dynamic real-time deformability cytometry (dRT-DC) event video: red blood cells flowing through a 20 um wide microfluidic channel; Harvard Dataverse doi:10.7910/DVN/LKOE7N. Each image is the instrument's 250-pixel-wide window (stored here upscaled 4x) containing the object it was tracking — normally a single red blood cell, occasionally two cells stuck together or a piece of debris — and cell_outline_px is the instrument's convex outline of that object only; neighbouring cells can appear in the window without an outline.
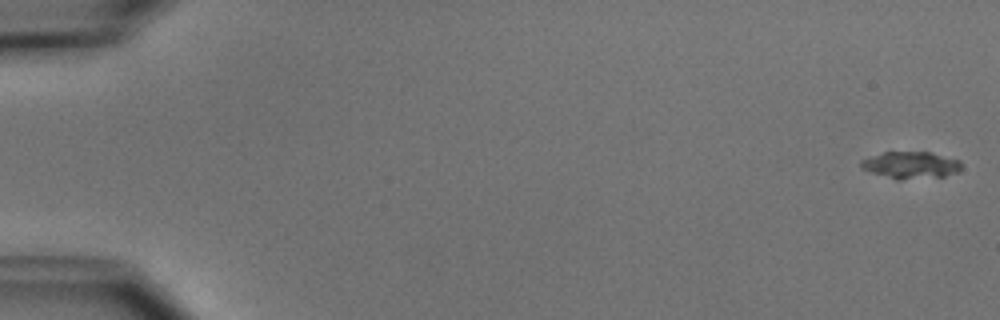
{"species": "common noctule bat (a hibernating species)", "species_latin": "Nyctalus noctula", "temperature_condition": "cold", "stored_images_in_passage": 5, "camera_frame_rate_fps": 3000, "um_per_image_px": 0.085, "animal": {"sex": "male", "body_mass_g": 15.6}, "frame": {"image": 1, "passage_image": 1, "time_ms": 0.0, "image_size_px": [1000, 320], "cell_outline_px": [[960, 168], [956, 172], [944, 176], [900, 180], [896, 180], [860, 168], [860, 160], [884, 152], [928, 152], [960, 160]], "centroid_in_image_um": [77.38, 14.04], "position_along_channel_um": 7.6, "area_um2": 15.61}}
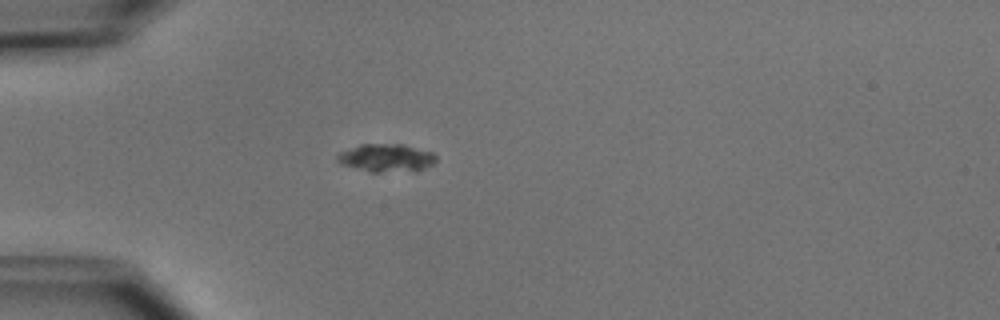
{"frame": {"image": 2, "passage_image": 4, "time_ms": 4.667, "image_size_px": [1000, 320], "cell_outline_px": [[436, 160], [432, 164], [416, 172], [372, 172], [340, 164], [336, 160], [336, 156], [340, 152], [360, 144], [404, 144], [432, 152], [436, 156]], "centroid_in_image_um": [32.85, 13.43], "position_along_channel_um": 52.2, "area_um2": 16.3}}